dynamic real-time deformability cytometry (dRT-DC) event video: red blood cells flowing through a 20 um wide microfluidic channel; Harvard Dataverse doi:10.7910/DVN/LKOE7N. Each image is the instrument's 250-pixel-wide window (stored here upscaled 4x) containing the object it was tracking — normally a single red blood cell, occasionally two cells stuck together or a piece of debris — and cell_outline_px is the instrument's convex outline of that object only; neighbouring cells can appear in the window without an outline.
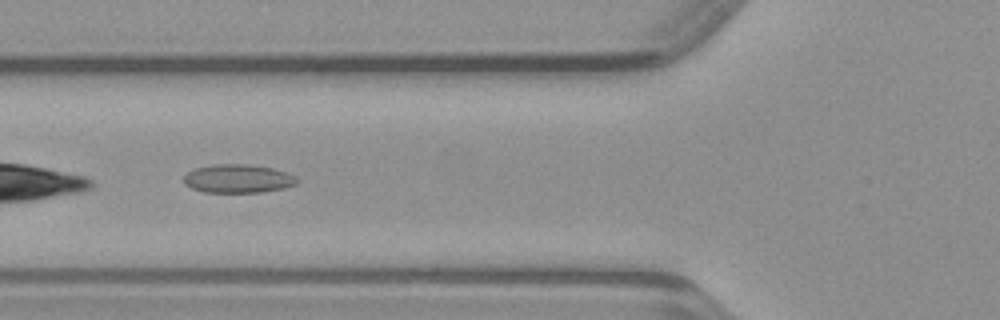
{"species": "common noctule bat (a hibernating species)", "species_latin": "Nyctalus noctula", "temperature_condition": "warm", "stored_images_in_passage": 28, "camera_frame_rate_fps": 3000, "um_per_image_px": 0.085, "animal": {"sex": "male", "body_mass_g": 23.1, "forearm_length_mm": 52.7}, "frame": {"image": 1, "passage_image": 3, "time_ms": 0.667, "image_size_px": [1000, 320], "cell_outline_px": [[300, 180], [296, 184], [284, 188], [260, 192], [204, 192], [192, 188], [184, 184], [184, 176], [188, 172], [196, 168], [212, 164], [244, 164], [272, 168], [296, 176]], "centroid_in_image_um": [20.23, 15.18], "position_along_channel_um": 105.6, "area_um2": 18.73}}
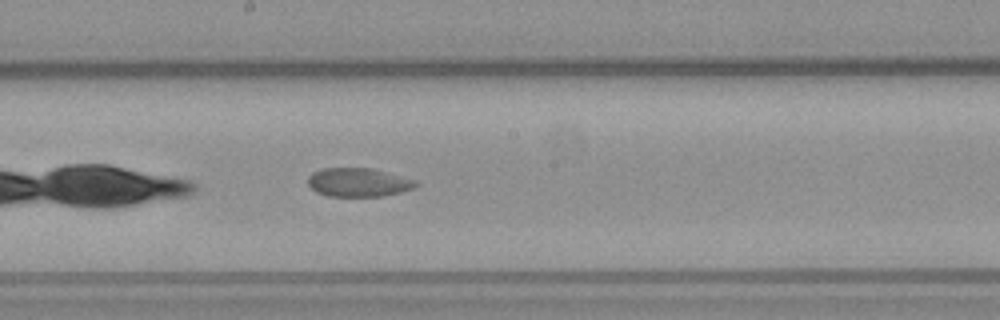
{"frame": {"image": 2, "passage_image": 11, "time_ms": 3.333, "image_size_px": [1000, 320], "cell_outline_px": [[420, 184], [412, 188], [400, 192], [384, 196], [328, 196], [316, 192], [308, 184], [308, 176], [312, 172], [320, 168], [372, 168], [416, 180]], "centroid_in_image_um": [30.44, 15.49], "position_along_channel_um": 217.8, "area_um2": 18.09}}
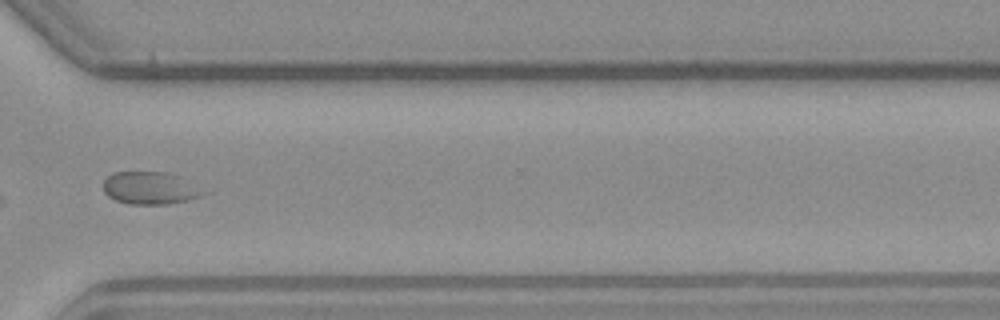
{"frame": {"image": 3, "passage_image": 21, "time_ms": 6.667, "image_size_px": [1000, 320], "cell_outline_px": [[208, 192], [200, 196], [188, 200], [168, 204], [128, 204], [116, 200], [108, 196], [104, 192], [104, 180], [112, 172], [168, 172]], "centroid_in_image_um": [12.72, 15.99], "position_along_channel_um": 357.9, "area_um2": 18.73}}